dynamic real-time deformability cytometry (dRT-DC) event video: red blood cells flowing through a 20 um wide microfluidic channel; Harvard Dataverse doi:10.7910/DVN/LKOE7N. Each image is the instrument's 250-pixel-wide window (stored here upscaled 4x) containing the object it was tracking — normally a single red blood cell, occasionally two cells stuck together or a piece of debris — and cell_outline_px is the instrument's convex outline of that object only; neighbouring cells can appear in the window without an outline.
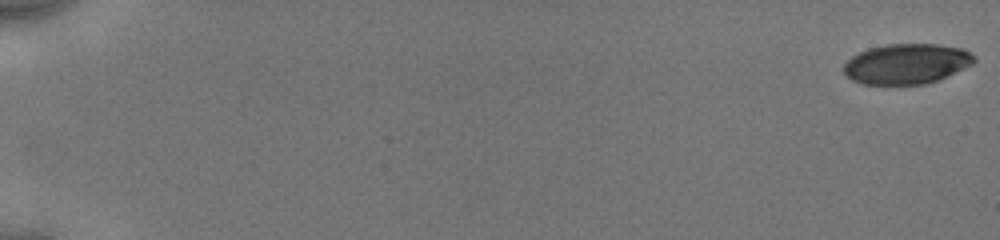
{"species": "human", "species_latin": "Homo sapiens", "temperature_condition": "cold", "stored_images_in_passage": 17, "camera_frame_rate_fps": 3000, "um_per_image_px": 0.085, "donor": {"sex": "male"}, "frame": {"image": 1, "passage_image": 1, "time_ms": 0.0, "image_size_px": [1000, 240], "cell_outline_px": [[976, 60], [972, 64], [936, 80], [924, 84], [864, 84], [852, 80], [844, 72], [844, 64], [852, 56], [868, 48], [888, 44], [936, 44], [960, 48], [968, 52]], "centroid_in_image_um": [77.02, 5.42], "position_along_channel_um": 8.0, "area_um2": 30.06}}
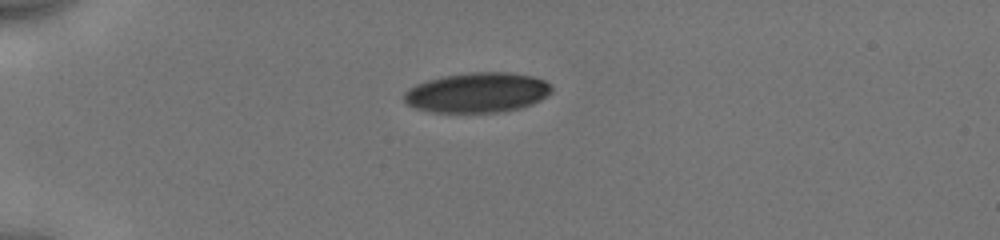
{"frame": {"image": 2, "passage_image": 12, "time_ms": 5.0, "image_size_px": [1000, 240], "cell_outline_px": [[552, 92], [540, 100], [532, 104], [520, 108], [504, 112], [432, 112], [416, 108], [408, 104], [404, 100], [404, 92], [408, 88], [416, 84], [440, 76], [472, 72], [508, 72], [532, 76], [544, 80], [552, 84]], "centroid_in_image_um": [40.59, 7.86], "position_along_channel_um": 44.4, "area_um2": 34.56}}
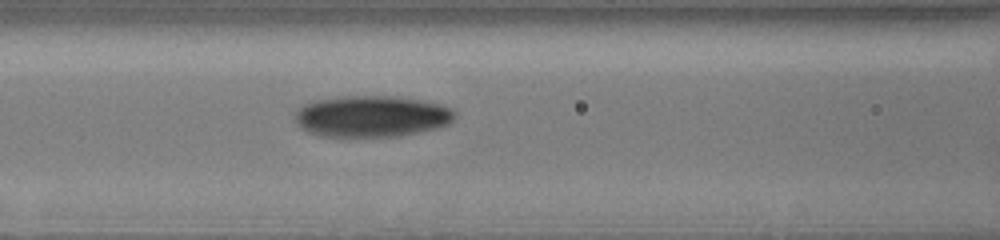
{"frame": {"image": 3, "passage_image": 17, "time_ms": 8.333, "image_size_px": [1000, 240], "cell_outline_px": [[456, 116], [448, 124], [436, 128], [420, 132], [400, 136], [344, 140], [320, 136], [308, 132], [300, 128], [296, 124], [296, 112], [304, 104], [316, 100], [340, 96], [396, 96], [420, 100], [440, 104], [452, 108], [456, 112]], "centroid_in_image_um": [31.56, 9.93], "position_along_channel_um": 135.0, "area_um2": 39.77}}